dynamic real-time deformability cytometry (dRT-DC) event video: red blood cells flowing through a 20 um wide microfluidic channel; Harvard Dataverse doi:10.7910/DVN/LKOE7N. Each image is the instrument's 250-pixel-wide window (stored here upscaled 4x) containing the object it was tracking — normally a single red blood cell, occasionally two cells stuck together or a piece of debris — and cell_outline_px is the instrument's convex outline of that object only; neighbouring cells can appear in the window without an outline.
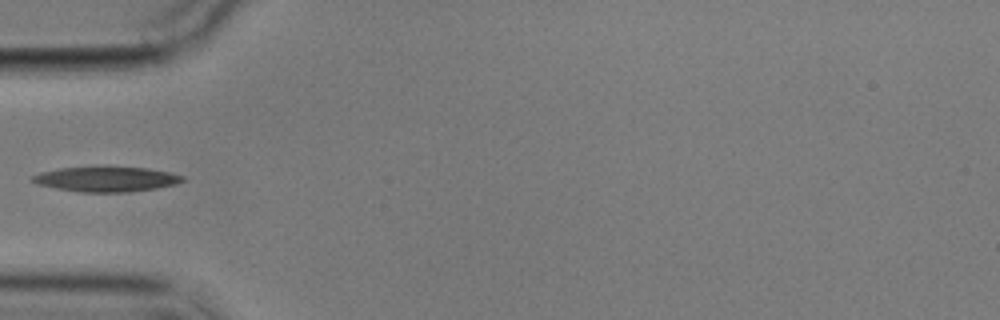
{"species": "common noctule bat (a hibernating species)", "species_latin": "Nyctalus noctula", "temperature_condition": "cold", "stored_images_in_passage": 11, "camera_frame_rate_fps": 3000, "um_per_image_px": 0.085, "animal": {"sex": "male", "body_mass_g": 17.9}, "frame": {"image": 1, "passage_image": 2, "time_ms": 1.0, "image_size_px": [1000, 320], "cell_outline_px": [[184, 180], [176, 184], [156, 188], [128, 192], [76, 192], [56, 188], [40, 184], [28, 180], [32, 176], [40, 172], [60, 168], [92, 164], [108, 164], [148, 168], [168, 172], [184, 176]], "centroid_in_image_um": [9.0, 15.17], "position_along_channel_um": 76.0, "area_um2": 22.95}}
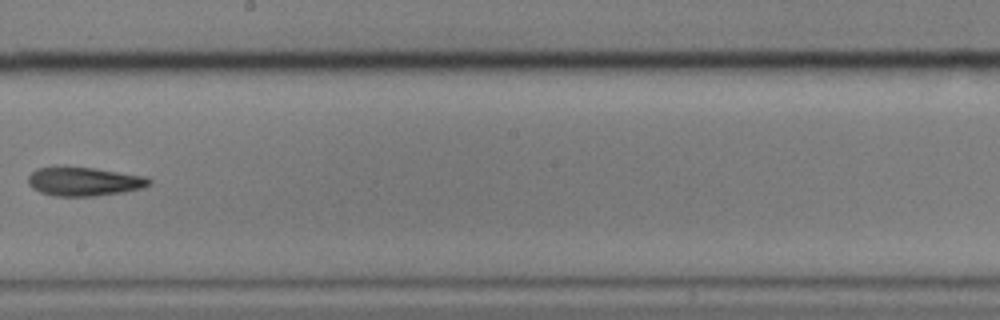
{"frame": {"image": 2, "passage_image": 6, "time_ms": 5.667, "image_size_px": [1000, 320], "cell_outline_px": [[152, 184], [144, 188], [124, 192], [92, 196], [52, 196], [40, 192], [32, 188], [28, 184], [28, 176], [36, 168], [96, 168], [144, 176], [152, 180]], "centroid_in_image_um": [7.18, 15.45], "position_along_channel_um": 241.0, "area_um2": 20.17}}
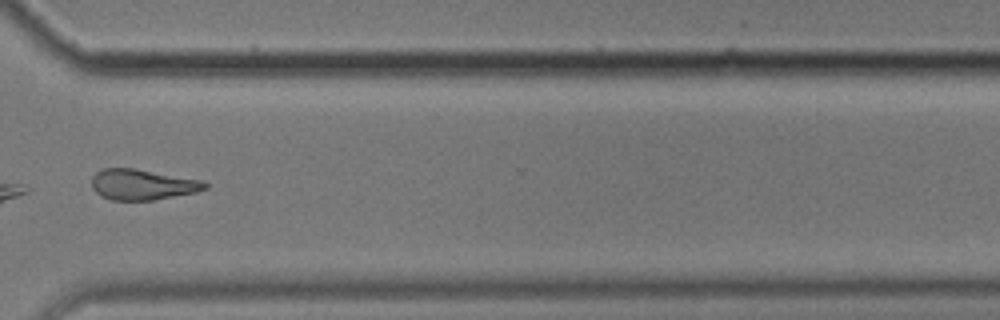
{"frame": {"image": 3, "passage_image": 9, "time_ms": 9.0, "image_size_px": [1000, 320], "cell_outline_px": [[208, 188], [196, 192], [152, 200], [112, 200], [100, 196], [92, 188], [92, 176], [96, 172], [104, 168], [132, 168], [200, 180], [208, 184]], "centroid_in_image_um": [12.07, 15.69], "position_along_channel_um": 358.5, "area_um2": 20.0}}